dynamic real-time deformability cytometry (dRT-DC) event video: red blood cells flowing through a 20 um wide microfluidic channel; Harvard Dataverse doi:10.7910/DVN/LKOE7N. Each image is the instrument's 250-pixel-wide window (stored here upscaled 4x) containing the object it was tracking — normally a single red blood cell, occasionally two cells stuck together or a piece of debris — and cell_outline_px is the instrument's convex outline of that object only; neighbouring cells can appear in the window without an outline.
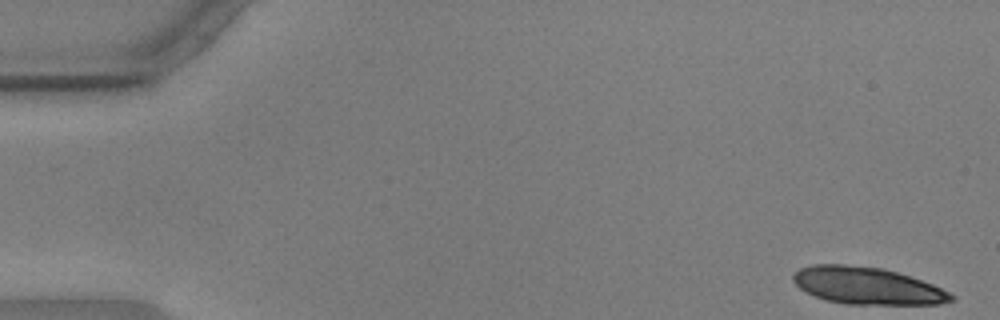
{"species": "common noctule bat (a hibernating species)", "species_latin": "Nyctalus noctula", "temperature_condition": "warm", "stored_images_in_passage": 16, "camera_frame_rate_fps": 3000, "um_per_image_px": 0.085, "animal": {"sex": "male", "body_mass_g": 17.9, "forearm_length_mm": 54.2}, "frame": {"image": 1, "passage_image": 1, "time_ms": 0.0, "image_size_px": [1000, 320], "cell_outline_px": [[956, 300], [940, 304], [844, 304], [828, 300], [816, 296], [800, 288], [792, 280], [792, 276], [800, 268], [812, 264], [844, 264], [884, 268], [932, 284], [956, 296]], "centroid_in_image_um": [73.71, 24.29], "position_along_channel_um": 11.3, "area_um2": 33.99}}